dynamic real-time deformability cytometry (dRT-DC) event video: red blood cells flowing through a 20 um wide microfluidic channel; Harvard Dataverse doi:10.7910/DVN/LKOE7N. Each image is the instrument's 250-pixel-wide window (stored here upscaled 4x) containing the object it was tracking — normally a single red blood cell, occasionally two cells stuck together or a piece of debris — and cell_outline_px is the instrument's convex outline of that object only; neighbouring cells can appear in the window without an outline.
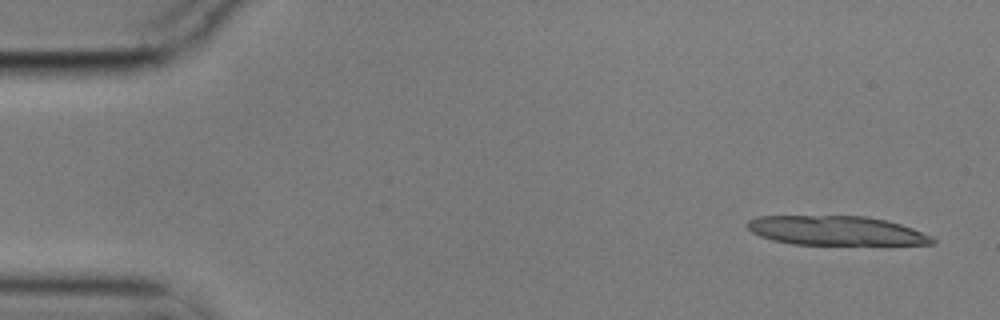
{"species": "common noctule bat (a hibernating species)", "species_latin": "Nyctalus noctula", "temperature_condition": "cold", "stored_images_in_passage": 14, "camera_frame_rate_fps": 3000, "um_per_image_px": 0.085, "animal": {"sex": "male", "body_mass_g": 17.9}, "frame": {"image": 1, "passage_image": 3, "time_ms": 0.667, "image_size_px": [1000, 320], "cell_outline_px": [[936, 240], [932, 244], [792, 244], [772, 240], [760, 236], [752, 232], [748, 228], [748, 220], [760, 216], [868, 216], [888, 220], [912, 228], [932, 236]], "centroid_in_image_um": [71.07, 19.59], "position_along_channel_um": 13.9, "area_um2": 31.39}}